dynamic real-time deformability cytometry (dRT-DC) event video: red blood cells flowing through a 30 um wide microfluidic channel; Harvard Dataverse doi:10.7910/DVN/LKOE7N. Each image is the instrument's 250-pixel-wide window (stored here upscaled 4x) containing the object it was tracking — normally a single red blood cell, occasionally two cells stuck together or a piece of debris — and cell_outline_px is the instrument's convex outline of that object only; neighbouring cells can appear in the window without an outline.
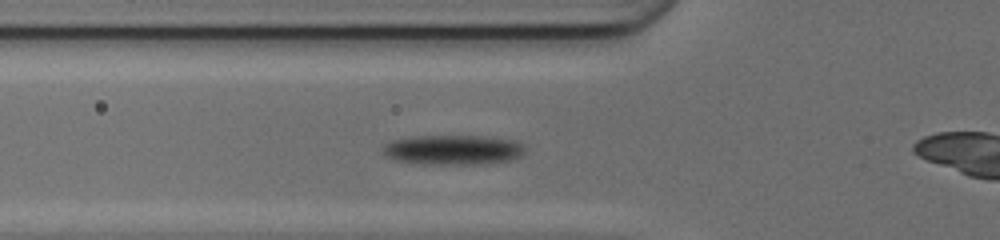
{"species": "common noctule bat (a hibernating species)", "species_latin": "Nyctalus noctula", "temperature_condition": "cold", "stored_images_in_passage": 38, "camera_frame_rate_fps": 3000, "um_per_image_px": 0.085, "animal": {"sex": "female", "body_mass_g": 17.0, "forearm_length_mm": 48.0}, "frame": {"image": 1, "passage_image": 2, "time_ms": 0.333, "image_size_px": [1000, 240], "cell_outline_px": [[524, 152], [520, 156], [512, 160], [480, 164], [424, 164], [396, 160], [384, 156], [380, 152], [380, 148], [384, 144], [392, 140], [416, 136], [484, 136], [516, 140], [524, 144]], "centroid_in_image_um": [38.48, 12.73], "position_along_channel_um": 87.3, "area_um2": 25.03}}
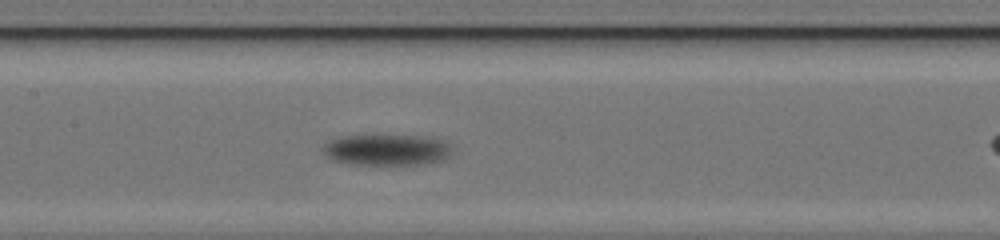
{"frame": {"image": 2, "passage_image": 9, "time_ms": 2.667, "image_size_px": [1000, 240], "cell_outline_px": [[452, 156], [440, 160], [424, 164], [352, 164], [336, 160], [328, 156], [320, 148], [324, 144], [340, 136], [432, 136], [444, 140], [452, 148]], "centroid_in_image_um": [32.94, 12.73], "position_along_channel_um": 174.5, "area_um2": 23.29}}
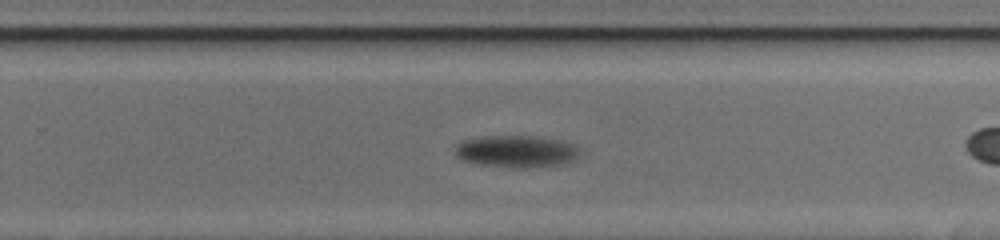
{"frame": {"image": 3, "passage_image": 18, "time_ms": 5.667, "image_size_px": [1000, 240], "cell_outline_px": [[580, 156], [576, 160], [568, 164], [528, 168], [516, 168], [476, 164], [460, 160], [452, 152], [452, 148], [456, 144], [464, 140], [484, 136], [536, 136], [560, 140], [576, 144], [580, 148]], "centroid_in_image_um": [43.91, 12.88], "position_along_channel_um": 285.9, "area_um2": 24.16}}